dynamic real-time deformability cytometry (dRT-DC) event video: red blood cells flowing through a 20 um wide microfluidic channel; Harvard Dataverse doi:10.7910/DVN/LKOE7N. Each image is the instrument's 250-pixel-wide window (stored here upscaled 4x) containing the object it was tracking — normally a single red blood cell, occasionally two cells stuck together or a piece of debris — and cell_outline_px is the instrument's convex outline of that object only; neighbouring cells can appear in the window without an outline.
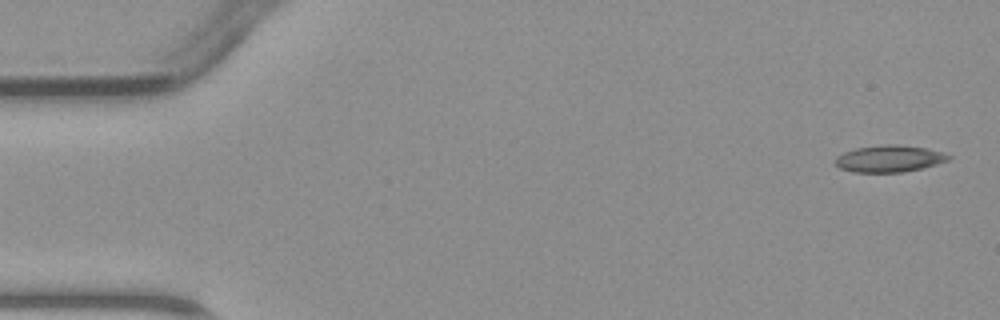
{"species": "common noctule bat (a hibernating species)", "species_latin": "Nyctalus noctula", "temperature_condition": "warm", "stored_images_in_passage": 4, "camera_frame_rate_fps": 3000, "um_per_image_px": 0.085, "animal": {"sex": "male", "body_mass_g": 23.1, "forearm_length_mm": 52.7}, "frame": {"image": 1, "passage_image": 1, "time_ms": 0.0, "image_size_px": [1000, 320], "cell_outline_px": [[952, 156], [948, 160], [924, 168], [900, 172], [852, 172], [840, 168], [832, 160], [836, 156], [844, 152], [856, 148], [880, 144], [896, 144], [924, 148], [940, 152]], "centroid_in_image_um": [75.53, 13.48], "position_along_channel_um": 9.5, "area_um2": 17.69}}
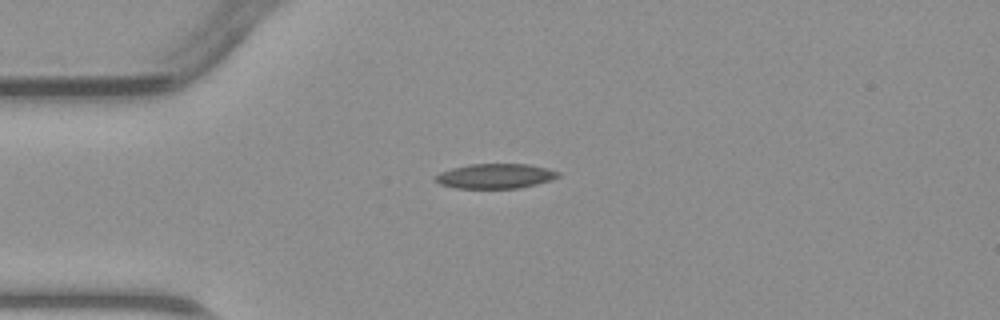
{"frame": {"image": 2, "passage_image": 3, "time_ms": 3.333, "image_size_px": [1000, 320], "cell_outline_px": [[560, 176], [552, 180], [520, 188], [456, 188], [440, 184], [432, 180], [432, 176], [440, 172], [452, 168], [468, 164], [528, 164], [548, 168], [560, 172]], "centroid_in_image_um": [42.08, 14.96], "position_along_channel_um": 42.9, "area_um2": 17.98}}